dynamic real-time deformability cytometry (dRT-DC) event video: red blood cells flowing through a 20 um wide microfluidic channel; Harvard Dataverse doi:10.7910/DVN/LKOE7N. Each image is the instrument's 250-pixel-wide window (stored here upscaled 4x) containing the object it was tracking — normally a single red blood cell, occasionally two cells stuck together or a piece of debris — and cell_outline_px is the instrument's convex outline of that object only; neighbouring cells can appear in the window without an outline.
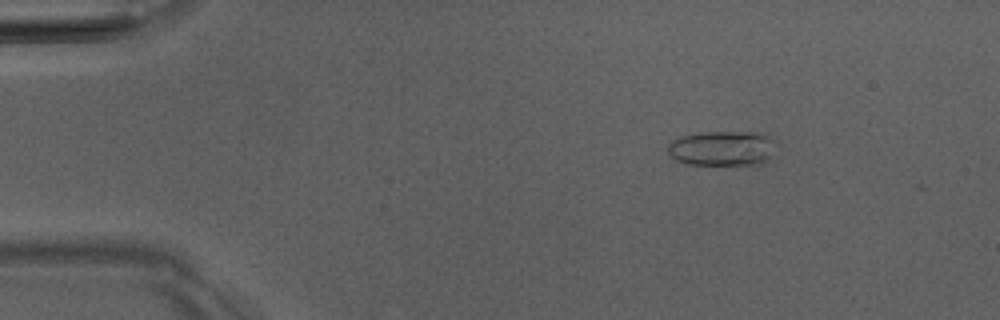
{"species": "Egyptian fruit bat (a non-hibernating species)", "species_latin": "Rousettus aegyptiacus", "temperature_condition": "room temperature", "stored_images_in_passage": 5, "camera_frame_rate_fps": 3000, "um_per_image_px": 0.085, "animal": {"sex": "male"}, "frame": {"image": 1, "passage_image": 2, "time_ms": 1.0, "image_size_px": [1000, 320], "cell_outline_px": [[772, 140], [768, 156], [764, 160], [752, 164], [688, 164], [676, 160], [668, 156], [668, 144], [672, 140], [680, 136], [700, 132], [756, 132], [768, 136]], "centroid_in_image_um": [61.23, 12.59], "position_along_channel_um": 23.8, "area_um2": 21.44}}
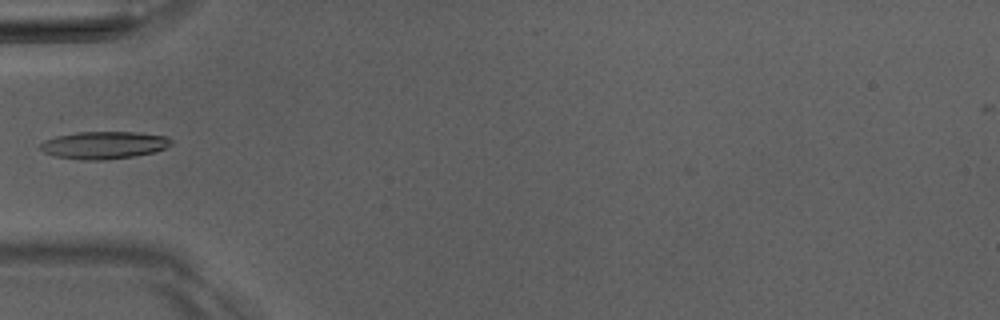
{"frame": {"image": 2, "passage_image": 5, "time_ms": 4.333, "image_size_px": [1000, 320], "cell_outline_px": [[172, 144], [156, 152], [132, 156], [104, 160], [80, 160], [56, 156], [44, 152], [40, 148], [40, 144], [44, 140], [56, 136], [76, 132], [136, 132], [168, 136], [172, 140]], "centroid_in_image_um": [8.84, 12.33], "position_along_channel_um": 76.2, "area_um2": 20.98}}